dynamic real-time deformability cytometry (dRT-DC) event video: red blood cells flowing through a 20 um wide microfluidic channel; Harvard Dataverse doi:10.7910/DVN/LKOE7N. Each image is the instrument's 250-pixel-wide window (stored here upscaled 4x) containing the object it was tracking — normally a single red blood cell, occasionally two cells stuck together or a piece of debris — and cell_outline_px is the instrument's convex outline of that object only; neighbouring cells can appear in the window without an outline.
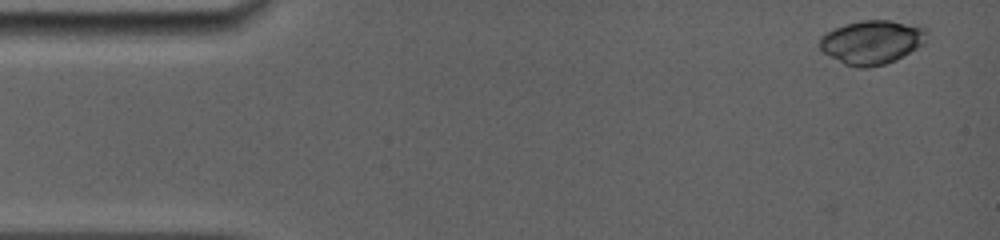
{"species": "common noctule bat (a hibernating species)", "species_latin": "Nyctalus noctula", "temperature_condition": "room temperature", "stored_images_in_passage": 5, "camera_frame_rate_fps": 5000, "um_per_image_px": 0.085, "animal": {"sex": "female", "body_mass_g": 19.0, "forearm_length_mm": 56.7}, "frame": {"image": 1, "passage_image": 1, "time_ms": 0.0, "image_size_px": [1000, 240], "cell_outline_px": [[928, 36], [924, 44], [896, 60], [884, 64], [868, 68], [856, 68], [844, 64], [824, 52], [820, 48], [820, 36], [824, 32], [848, 24], [864, 20], [888, 20], [920, 24], [928, 28]], "centroid_in_image_um": [74.18, 3.57], "position_along_channel_um": 10.8, "area_um2": 27.69}}